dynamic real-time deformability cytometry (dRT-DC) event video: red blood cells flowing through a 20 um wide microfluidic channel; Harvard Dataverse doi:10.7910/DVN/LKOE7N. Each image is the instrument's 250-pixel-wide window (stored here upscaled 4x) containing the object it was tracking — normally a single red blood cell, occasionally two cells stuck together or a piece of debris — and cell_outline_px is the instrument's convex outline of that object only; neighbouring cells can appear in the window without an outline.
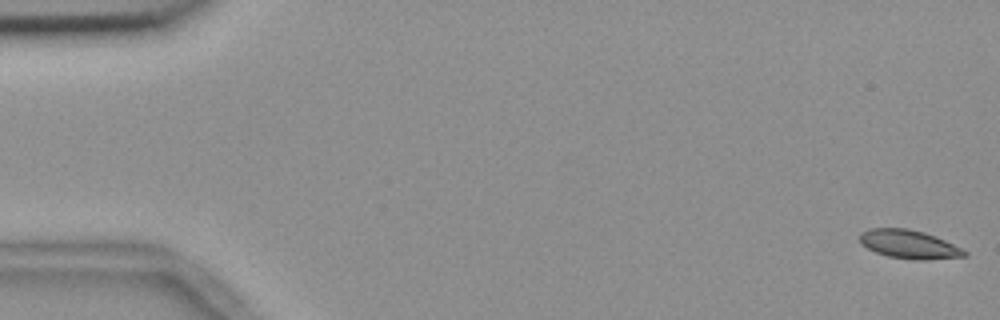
{"species": "common noctule bat (a hibernating species)", "species_latin": "Nyctalus noctula", "temperature_condition": "room temperature", "stored_images_in_passage": 5, "camera_frame_rate_fps": 3000, "um_per_image_px": 0.085, "animal": {"sex": "female", "body_mass_g": 18.4}, "frame": {"image": 1, "passage_image": 1, "time_ms": 0.0, "image_size_px": [1000, 320], "cell_outline_px": [[968, 256], [924, 260], [916, 260], [888, 256], [876, 252], [860, 244], [860, 232], [868, 228], [908, 228], [924, 232], [936, 236], [968, 252]], "centroid_in_image_um": [77.25, 20.76], "position_along_channel_um": 7.8, "area_um2": 17.46}}
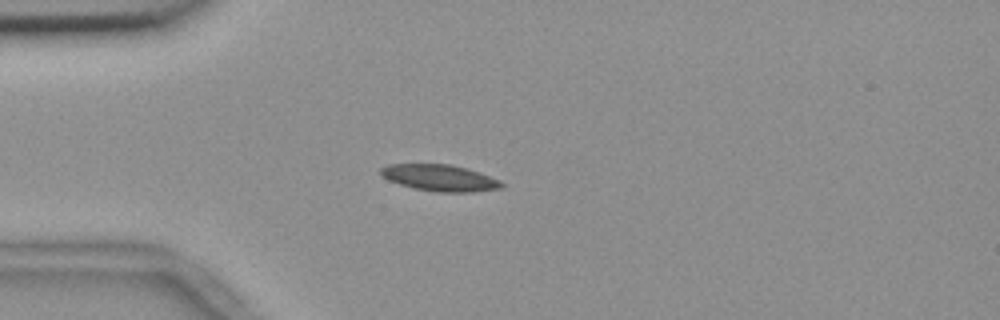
{"frame": {"image": 2, "passage_image": 5, "time_ms": 1.333, "image_size_px": [1000, 320], "cell_outline_px": [[504, 188], [472, 192], [436, 192], [412, 188], [388, 180], [380, 172], [380, 168], [388, 164], [448, 164], [468, 168], [480, 172], [500, 180], [504, 184]], "centroid_in_image_um": [37.42, 15.12], "position_along_channel_um": 47.6, "area_um2": 18.79}}